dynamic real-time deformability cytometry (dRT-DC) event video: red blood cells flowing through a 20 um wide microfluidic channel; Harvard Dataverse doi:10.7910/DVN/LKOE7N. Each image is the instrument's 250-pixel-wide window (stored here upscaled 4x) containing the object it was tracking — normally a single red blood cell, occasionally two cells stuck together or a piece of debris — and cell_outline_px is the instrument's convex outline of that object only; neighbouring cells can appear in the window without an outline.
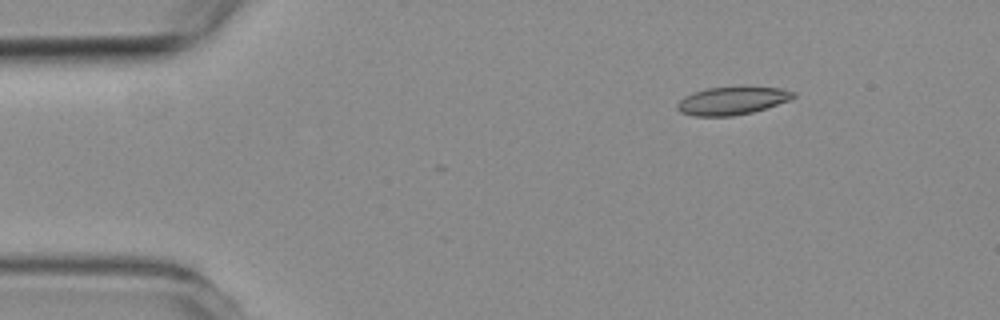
{"species": "common noctule bat (a hibernating species)", "species_latin": "Nyctalus noctula", "temperature_condition": "room temperature", "stored_images_in_passage": 5, "camera_frame_rate_fps": 3000, "um_per_image_px": 0.085, "animal": {"sex": "female", "body_mass_g": 19.3, "forearm_length_mm": 54.1}, "frame": {"image": 1, "passage_image": 2, "time_ms": 1.333, "image_size_px": [1000, 320], "cell_outline_px": [[796, 96], [788, 100], [752, 112], [732, 116], [696, 116], [680, 112], [676, 108], [676, 104], [684, 96], [692, 92], [708, 88], [744, 84], [784, 88], [796, 92]], "centroid_in_image_um": [62.25, 8.51], "position_along_channel_um": 22.8, "area_um2": 19.59}}